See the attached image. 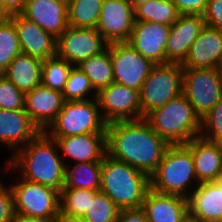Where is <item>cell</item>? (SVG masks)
<instances>
[{
  "label": "cell",
  "instance_id": "cell-41",
  "mask_svg": "<svg viewBox=\"0 0 222 222\" xmlns=\"http://www.w3.org/2000/svg\"><path fill=\"white\" fill-rule=\"evenodd\" d=\"M116 222H149L142 208L122 209Z\"/></svg>",
  "mask_w": 222,
  "mask_h": 222
},
{
  "label": "cell",
  "instance_id": "cell-37",
  "mask_svg": "<svg viewBox=\"0 0 222 222\" xmlns=\"http://www.w3.org/2000/svg\"><path fill=\"white\" fill-rule=\"evenodd\" d=\"M14 210V195L10 186H4L0 179V222H9Z\"/></svg>",
  "mask_w": 222,
  "mask_h": 222
},
{
  "label": "cell",
  "instance_id": "cell-18",
  "mask_svg": "<svg viewBox=\"0 0 222 222\" xmlns=\"http://www.w3.org/2000/svg\"><path fill=\"white\" fill-rule=\"evenodd\" d=\"M22 15L56 38L68 27L65 0H27Z\"/></svg>",
  "mask_w": 222,
  "mask_h": 222
},
{
  "label": "cell",
  "instance_id": "cell-4",
  "mask_svg": "<svg viewBox=\"0 0 222 222\" xmlns=\"http://www.w3.org/2000/svg\"><path fill=\"white\" fill-rule=\"evenodd\" d=\"M145 119L170 145L186 144L202 131V119L183 93L150 112Z\"/></svg>",
  "mask_w": 222,
  "mask_h": 222
},
{
  "label": "cell",
  "instance_id": "cell-32",
  "mask_svg": "<svg viewBox=\"0 0 222 222\" xmlns=\"http://www.w3.org/2000/svg\"><path fill=\"white\" fill-rule=\"evenodd\" d=\"M22 53L15 24L8 18H0V68L5 71L11 61Z\"/></svg>",
  "mask_w": 222,
  "mask_h": 222
},
{
  "label": "cell",
  "instance_id": "cell-40",
  "mask_svg": "<svg viewBox=\"0 0 222 222\" xmlns=\"http://www.w3.org/2000/svg\"><path fill=\"white\" fill-rule=\"evenodd\" d=\"M27 0H0V16L10 17L22 14Z\"/></svg>",
  "mask_w": 222,
  "mask_h": 222
},
{
  "label": "cell",
  "instance_id": "cell-15",
  "mask_svg": "<svg viewBox=\"0 0 222 222\" xmlns=\"http://www.w3.org/2000/svg\"><path fill=\"white\" fill-rule=\"evenodd\" d=\"M14 24L22 53L45 60L56 56L57 38L22 14L8 17Z\"/></svg>",
  "mask_w": 222,
  "mask_h": 222
},
{
  "label": "cell",
  "instance_id": "cell-26",
  "mask_svg": "<svg viewBox=\"0 0 222 222\" xmlns=\"http://www.w3.org/2000/svg\"><path fill=\"white\" fill-rule=\"evenodd\" d=\"M77 66L90 79L92 86L97 92L114 82L110 44L100 54L83 60Z\"/></svg>",
  "mask_w": 222,
  "mask_h": 222
},
{
  "label": "cell",
  "instance_id": "cell-16",
  "mask_svg": "<svg viewBox=\"0 0 222 222\" xmlns=\"http://www.w3.org/2000/svg\"><path fill=\"white\" fill-rule=\"evenodd\" d=\"M205 25L203 15H180L170 28L166 43V63L182 64Z\"/></svg>",
  "mask_w": 222,
  "mask_h": 222
},
{
  "label": "cell",
  "instance_id": "cell-14",
  "mask_svg": "<svg viewBox=\"0 0 222 222\" xmlns=\"http://www.w3.org/2000/svg\"><path fill=\"white\" fill-rule=\"evenodd\" d=\"M170 28L169 25L155 22L135 21L127 43L155 65L166 64V43Z\"/></svg>",
  "mask_w": 222,
  "mask_h": 222
},
{
  "label": "cell",
  "instance_id": "cell-47",
  "mask_svg": "<svg viewBox=\"0 0 222 222\" xmlns=\"http://www.w3.org/2000/svg\"><path fill=\"white\" fill-rule=\"evenodd\" d=\"M4 76V71L0 68V78Z\"/></svg>",
  "mask_w": 222,
  "mask_h": 222
},
{
  "label": "cell",
  "instance_id": "cell-3",
  "mask_svg": "<svg viewBox=\"0 0 222 222\" xmlns=\"http://www.w3.org/2000/svg\"><path fill=\"white\" fill-rule=\"evenodd\" d=\"M151 189L150 176L126 162L105 155L102 162V193L122 209L141 208Z\"/></svg>",
  "mask_w": 222,
  "mask_h": 222
},
{
  "label": "cell",
  "instance_id": "cell-38",
  "mask_svg": "<svg viewBox=\"0 0 222 222\" xmlns=\"http://www.w3.org/2000/svg\"><path fill=\"white\" fill-rule=\"evenodd\" d=\"M203 18L207 26L222 31V0H208Z\"/></svg>",
  "mask_w": 222,
  "mask_h": 222
},
{
  "label": "cell",
  "instance_id": "cell-23",
  "mask_svg": "<svg viewBox=\"0 0 222 222\" xmlns=\"http://www.w3.org/2000/svg\"><path fill=\"white\" fill-rule=\"evenodd\" d=\"M188 197V209L204 222H222V179L201 182Z\"/></svg>",
  "mask_w": 222,
  "mask_h": 222
},
{
  "label": "cell",
  "instance_id": "cell-28",
  "mask_svg": "<svg viewBox=\"0 0 222 222\" xmlns=\"http://www.w3.org/2000/svg\"><path fill=\"white\" fill-rule=\"evenodd\" d=\"M103 0H70L67 2L68 26L96 29Z\"/></svg>",
  "mask_w": 222,
  "mask_h": 222
},
{
  "label": "cell",
  "instance_id": "cell-46",
  "mask_svg": "<svg viewBox=\"0 0 222 222\" xmlns=\"http://www.w3.org/2000/svg\"><path fill=\"white\" fill-rule=\"evenodd\" d=\"M218 69H219V71H220V73H221V75H222V58H221V62H220V64H219Z\"/></svg>",
  "mask_w": 222,
  "mask_h": 222
},
{
  "label": "cell",
  "instance_id": "cell-34",
  "mask_svg": "<svg viewBox=\"0 0 222 222\" xmlns=\"http://www.w3.org/2000/svg\"><path fill=\"white\" fill-rule=\"evenodd\" d=\"M90 205V190L64 188L60 194V211L71 216L83 217Z\"/></svg>",
  "mask_w": 222,
  "mask_h": 222
},
{
  "label": "cell",
  "instance_id": "cell-13",
  "mask_svg": "<svg viewBox=\"0 0 222 222\" xmlns=\"http://www.w3.org/2000/svg\"><path fill=\"white\" fill-rule=\"evenodd\" d=\"M134 23V8L127 0H103L96 29L108 44L127 42Z\"/></svg>",
  "mask_w": 222,
  "mask_h": 222
},
{
  "label": "cell",
  "instance_id": "cell-29",
  "mask_svg": "<svg viewBox=\"0 0 222 222\" xmlns=\"http://www.w3.org/2000/svg\"><path fill=\"white\" fill-rule=\"evenodd\" d=\"M135 21H150L171 26L180 16L172 0H153L134 9Z\"/></svg>",
  "mask_w": 222,
  "mask_h": 222
},
{
  "label": "cell",
  "instance_id": "cell-44",
  "mask_svg": "<svg viewBox=\"0 0 222 222\" xmlns=\"http://www.w3.org/2000/svg\"><path fill=\"white\" fill-rule=\"evenodd\" d=\"M180 222H204L201 218L193 214L189 209L182 216Z\"/></svg>",
  "mask_w": 222,
  "mask_h": 222
},
{
  "label": "cell",
  "instance_id": "cell-10",
  "mask_svg": "<svg viewBox=\"0 0 222 222\" xmlns=\"http://www.w3.org/2000/svg\"><path fill=\"white\" fill-rule=\"evenodd\" d=\"M96 99L107 124L143 118L139 90L113 82L100 89Z\"/></svg>",
  "mask_w": 222,
  "mask_h": 222
},
{
  "label": "cell",
  "instance_id": "cell-1",
  "mask_svg": "<svg viewBox=\"0 0 222 222\" xmlns=\"http://www.w3.org/2000/svg\"><path fill=\"white\" fill-rule=\"evenodd\" d=\"M169 146L145 118L107 124V155L149 176L157 170Z\"/></svg>",
  "mask_w": 222,
  "mask_h": 222
},
{
  "label": "cell",
  "instance_id": "cell-11",
  "mask_svg": "<svg viewBox=\"0 0 222 222\" xmlns=\"http://www.w3.org/2000/svg\"><path fill=\"white\" fill-rule=\"evenodd\" d=\"M114 82L141 91L155 64L127 42L110 44Z\"/></svg>",
  "mask_w": 222,
  "mask_h": 222
},
{
  "label": "cell",
  "instance_id": "cell-8",
  "mask_svg": "<svg viewBox=\"0 0 222 222\" xmlns=\"http://www.w3.org/2000/svg\"><path fill=\"white\" fill-rule=\"evenodd\" d=\"M182 93L202 119L222 98L219 69L183 68Z\"/></svg>",
  "mask_w": 222,
  "mask_h": 222
},
{
  "label": "cell",
  "instance_id": "cell-21",
  "mask_svg": "<svg viewBox=\"0 0 222 222\" xmlns=\"http://www.w3.org/2000/svg\"><path fill=\"white\" fill-rule=\"evenodd\" d=\"M40 132L25 109H0V142L7 145L9 149L17 151Z\"/></svg>",
  "mask_w": 222,
  "mask_h": 222
},
{
  "label": "cell",
  "instance_id": "cell-36",
  "mask_svg": "<svg viewBox=\"0 0 222 222\" xmlns=\"http://www.w3.org/2000/svg\"><path fill=\"white\" fill-rule=\"evenodd\" d=\"M0 109H25V93L20 91L5 76L0 78Z\"/></svg>",
  "mask_w": 222,
  "mask_h": 222
},
{
  "label": "cell",
  "instance_id": "cell-19",
  "mask_svg": "<svg viewBox=\"0 0 222 222\" xmlns=\"http://www.w3.org/2000/svg\"><path fill=\"white\" fill-rule=\"evenodd\" d=\"M64 156L82 162H103L107 154L106 133H86L68 137H51Z\"/></svg>",
  "mask_w": 222,
  "mask_h": 222
},
{
  "label": "cell",
  "instance_id": "cell-22",
  "mask_svg": "<svg viewBox=\"0 0 222 222\" xmlns=\"http://www.w3.org/2000/svg\"><path fill=\"white\" fill-rule=\"evenodd\" d=\"M222 58V31L205 25L189 49L183 68H218Z\"/></svg>",
  "mask_w": 222,
  "mask_h": 222
},
{
  "label": "cell",
  "instance_id": "cell-33",
  "mask_svg": "<svg viewBox=\"0 0 222 222\" xmlns=\"http://www.w3.org/2000/svg\"><path fill=\"white\" fill-rule=\"evenodd\" d=\"M91 92H94L93 98H96L97 91L92 86L90 79L78 66H73L62 91L64 101L88 100L87 96Z\"/></svg>",
  "mask_w": 222,
  "mask_h": 222
},
{
  "label": "cell",
  "instance_id": "cell-12",
  "mask_svg": "<svg viewBox=\"0 0 222 222\" xmlns=\"http://www.w3.org/2000/svg\"><path fill=\"white\" fill-rule=\"evenodd\" d=\"M107 46L97 29L68 26L57 38L56 55L77 66L83 60L100 54Z\"/></svg>",
  "mask_w": 222,
  "mask_h": 222
},
{
  "label": "cell",
  "instance_id": "cell-6",
  "mask_svg": "<svg viewBox=\"0 0 222 222\" xmlns=\"http://www.w3.org/2000/svg\"><path fill=\"white\" fill-rule=\"evenodd\" d=\"M94 99V100H93ZM96 98L65 101L54 121L44 131L49 137H68L86 133H106Z\"/></svg>",
  "mask_w": 222,
  "mask_h": 222
},
{
  "label": "cell",
  "instance_id": "cell-31",
  "mask_svg": "<svg viewBox=\"0 0 222 222\" xmlns=\"http://www.w3.org/2000/svg\"><path fill=\"white\" fill-rule=\"evenodd\" d=\"M120 209L99 190H90V205L82 217L86 222H116Z\"/></svg>",
  "mask_w": 222,
  "mask_h": 222
},
{
  "label": "cell",
  "instance_id": "cell-42",
  "mask_svg": "<svg viewBox=\"0 0 222 222\" xmlns=\"http://www.w3.org/2000/svg\"><path fill=\"white\" fill-rule=\"evenodd\" d=\"M52 222H86L82 217L71 216L59 211Z\"/></svg>",
  "mask_w": 222,
  "mask_h": 222
},
{
  "label": "cell",
  "instance_id": "cell-17",
  "mask_svg": "<svg viewBox=\"0 0 222 222\" xmlns=\"http://www.w3.org/2000/svg\"><path fill=\"white\" fill-rule=\"evenodd\" d=\"M64 102L62 92L43 85L25 93V111L40 131H45L54 121Z\"/></svg>",
  "mask_w": 222,
  "mask_h": 222
},
{
  "label": "cell",
  "instance_id": "cell-43",
  "mask_svg": "<svg viewBox=\"0 0 222 222\" xmlns=\"http://www.w3.org/2000/svg\"><path fill=\"white\" fill-rule=\"evenodd\" d=\"M9 222H50L41 218L24 216L19 213L13 215L12 219Z\"/></svg>",
  "mask_w": 222,
  "mask_h": 222
},
{
  "label": "cell",
  "instance_id": "cell-25",
  "mask_svg": "<svg viewBox=\"0 0 222 222\" xmlns=\"http://www.w3.org/2000/svg\"><path fill=\"white\" fill-rule=\"evenodd\" d=\"M43 60L20 53L4 71V76L20 91L27 93L41 85Z\"/></svg>",
  "mask_w": 222,
  "mask_h": 222
},
{
  "label": "cell",
  "instance_id": "cell-9",
  "mask_svg": "<svg viewBox=\"0 0 222 222\" xmlns=\"http://www.w3.org/2000/svg\"><path fill=\"white\" fill-rule=\"evenodd\" d=\"M20 180L17 177L18 182L10 185L14 195L15 212L52 222L60 211V194L43 184L23 178Z\"/></svg>",
  "mask_w": 222,
  "mask_h": 222
},
{
  "label": "cell",
  "instance_id": "cell-35",
  "mask_svg": "<svg viewBox=\"0 0 222 222\" xmlns=\"http://www.w3.org/2000/svg\"><path fill=\"white\" fill-rule=\"evenodd\" d=\"M201 137L222 144V98L202 118Z\"/></svg>",
  "mask_w": 222,
  "mask_h": 222
},
{
  "label": "cell",
  "instance_id": "cell-7",
  "mask_svg": "<svg viewBox=\"0 0 222 222\" xmlns=\"http://www.w3.org/2000/svg\"><path fill=\"white\" fill-rule=\"evenodd\" d=\"M182 77L179 63L156 64L152 68L140 91L143 118L182 93Z\"/></svg>",
  "mask_w": 222,
  "mask_h": 222
},
{
  "label": "cell",
  "instance_id": "cell-39",
  "mask_svg": "<svg viewBox=\"0 0 222 222\" xmlns=\"http://www.w3.org/2000/svg\"><path fill=\"white\" fill-rule=\"evenodd\" d=\"M180 15H203L208 0H172Z\"/></svg>",
  "mask_w": 222,
  "mask_h": 222
},
{
  "label": "cell",
  "instance_id": "cell-2",
  "mask_svg": "<svg viewBox=\"0 0 222 222\" xmlns=\"http://www.w3.org/2000/svg\"><path fill=\"white\" fill-rule=\"evenodd\" d=\"M55 139L41 131L25 146L12 153L6 163L7 172L18 169L22 178L43 184L61 194L64 189L66 163L58 155L60 152Z\"/></svg>",
  "mask_w": 222,
  "mask_h": 222
},
{
  "label": "cell",
  "instance_id": "cell-20",
  "mask_svg": "<svg viewBox=\"0 0 222 222\" xmlns=\"http://www.w3.org/2000/svg\"><path fill=\"white\" fill-rule=\"evenodd\" d=\"M184 145L192 154L199 183L222 179V144L199 136Z\"/></svg>",
  "mask_w": 222,
  "mask_h": 222
},
{
  "label": "cell",
  "instance_id": "cell-27",
  "mask_svg": "<svg viewBox=\"0 0 222 222\" xmlns=\"http://www.w3.org/2000/svg\"><path fill=\"white\" fill-rule=\"evenodd\" d=\"M72 167L66 164L64 188L100 190L102 162H82Z\"/></svg>",
  "mask_w": 222,
  "mask_h": 222
},
{
  "label": "cell",
  "instance_id": "cell-45",
  "mask_svg": "<svg viewBox=\"0 0 222 222\" xmlns=\"http://www.w3.org/2000/svg\"><path fill=\"white\" fill-rule=\"evenodd\" d=\"M153 0H127V2L135 9L137 6Z\"/></svg>",
  "mask_w": 222,
  "mask_h": 222
},
{
  "label": "cell",
  "instance_id": "cell-30",
  "mask_svg": "<svg viewBox=\"0 0 222 222\" xmlns=\"http://www.w3.org/2000/svg\"><path fill=\"white\" fill-rule=\"evenodd\" d=\"M73 65L57 55L42 62L41 85L62 92Z\"/></svg>",
  "mask_w": 222,
  "mask_h": 222
},
{
  "label": "cell",
  "instance_id": "cell-5",
  "mask_svg": "<svg viewBox=\"0 0 222 222\" xmlns=\"http://www.w3.org/2000/svg\"><path fill=\"white\" fill-rule=\"evenodd\" d=\"M150 182L151 189L156 192L188 198L190 182L199 184L190 150L184 144L170 145L157 170L150 176Z\"/></svg>",
  "mask_w": 222,
  "mask_h": 222
},
{
  "label": "cell",
  "instance_id": "cell-24",
  "mask_svg": "<svg viewBox=\"0 0 222 222\" xmlns=\"http://www.w3.org/2000/svg\"><path fill=\"white\" fill-rule=\"evenodd\" d=\"M141 208L149 222H180L188 210V198L150 189Z\"/></svg>",
  "mask_w": 222,
  "mask_h": 222
}]
</instances>
